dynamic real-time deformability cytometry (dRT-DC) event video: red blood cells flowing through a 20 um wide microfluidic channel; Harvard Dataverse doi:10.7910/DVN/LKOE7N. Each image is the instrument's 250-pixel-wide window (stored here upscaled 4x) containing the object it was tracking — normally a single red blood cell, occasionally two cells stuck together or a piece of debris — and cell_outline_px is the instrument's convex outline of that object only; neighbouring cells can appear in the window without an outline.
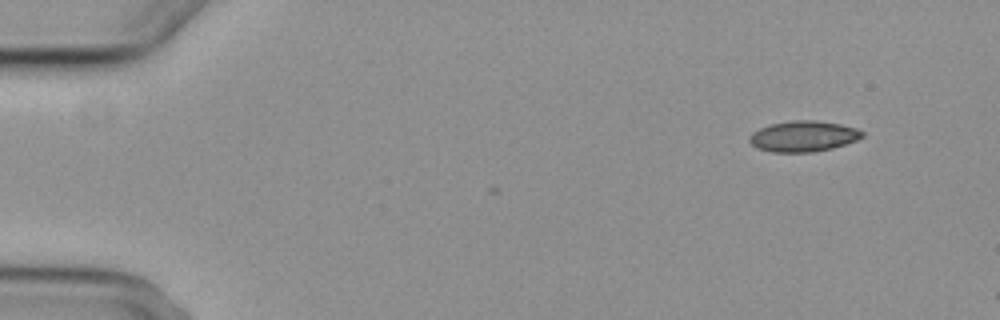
{"species": "common noctule bat (a hibernating species)", "species_latin": "Nyctalus noctula", "temperature_condition": "cold", "stored_images_in_passage": 2, "camera_frame_rate_fps": 3000, "um_per_image_px": 0.085, "animal": {"sex": "female", "body_mass_g": 29.2, "forearm_length_mm": 56.3}, "frame": {"image": 1, "passage_image": 2, "time_ms": 1.333, "image_size_px": [1000, 320], "cell_outline_px": [[864, 136], [856, 140], [832, 148], [812, 152], [772, 152], [760, 148], [752, 144], [748, 140], [748, 136], [752, 132], [760, 128], [772, 124], [792, 120], [816, 120], [840, 124], [856, 128], [864, 132]], "centroid_in_image_um": [68.28, 11.57], "position_along_channel_um": 16.7, "area_um2": 20.11}}